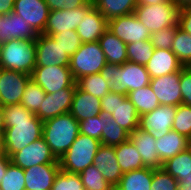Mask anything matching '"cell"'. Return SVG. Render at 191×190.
Returning <instances> with one entry per match:
<instances>
[{"instance_id": "cell-3", "label": "cell", "mask_w": 191, "mask_h": 190, "mask_svg": "<svg viewBox=\"0 0 191 190\" xmlns=\"http://www.w3.org/2000/svg\"><path fill=\"white\" fill-rule=\"evenodd\" d=\"M79 134V122L68 112L43 122L45 142L59 160L74 143Z\"/></svg>"}, {"instance_id": "cell-24", "label": "cell", "mask_w": 191, "mask_h": 190, "mask_svg": "<svg viewBox=\"0 0 191 190\" xmlns=\"http://www.w3.org/2000/svg\"><path fill=\"white\" fill-rule=\"evenodd\" d=\"M129 138L136 146L145 167L162 168L163 164L157 153L156 139L151 134L138 127L130 134Z\"/></svg>"}, {"instance_id": "cell-25", "label": "cell", "mask_w": 191, "mask_h": 190, "mask_svg": "<svg viewBox=\"0 0 191 190\" xmlns=\"http://www.w3.org/2000/svg\"><path fill=\"white\" fill-rule=\"evenodd\" d=\"M78 122L102 114L101 99L81 90L77 85L69 112Z\"/></svg>"}, {"instance_id": "cell-56", "label": "cell", "mask_w": 191, "mask_h": 190, "mask_svg": "<svg viewBox=\"0 0 191 190\" xmlns=\"http://www.w3.org/2000/svg\"><path fill=\"white\" fill-rule=\"evenodd\" d=\"M188 149L191 151V139H188Z\"/></svg>"}, {"instance_id": "cell-12", "label": "cell", "mask_w": 191, "mask_h": 190, "mask_svg": "<svg viewBox=\"0 0 191 190\" xmlns=\"http://www.w3.org/2000/svg\"><path fill=\"white\" fill-rule=\"evenodd\" d=\"M108 30L125 44L149 40L151 35L134 13L109 20Z\"/></svg>"}, {"instance_id": "cell-5", "label": "cell", "mask_w": 191, "mask_h": 190, "mask_svg": "<svg viewBox=\"0 0 191 190\" xmlns=\"http://www.w3.org/2000/svg\"><path fill=\"white\" fill-rule=\"evenodd\" d=\"M100 146L99 140L79 133L74 143L58 160L60 169L80 174L85 168L93 165L94 157Z\"/></svg>"}, {"instance_id": "cell-16", "label": "cell", "mask_w": 191, "mask_h": 190, "mask_svg": "<svg viewBox=\"0 0 191 190\" xmlns=\"http://www.w3.org/2000/svg\"><path fill=\"white\" fill-rule=\"evenodd\" d=\"M181 70L150 79V86L160 105L178 106L182 104L180 88Z\"/></svg>"}, {"instance_id": "cell-35", "label": "cell", "mask_w": 191, "mask_h": 190, "mask_svg": "<svg viewBox=\"0 0 191 190\" xmlns=\"http://www.w3.org/2000/svg\"><path fill=\"white\" fill-rule=\"evenodd\" d=\"M171 50L183 67H187L191 62V35L177 27Z\"/></svg>"}, {"instance_id": "cell-32", "label": "cell", "mask_w": 191, "mask_h": 190, "mask_svg": "<svg viewBox=\"0 0 191 190\" xmlns=\"http://www.w3.org/2000/svg\"><path fill=\"white\" fill-rule=\"evenodd\" d=\"M102 121L101 145L116 146L129 139L130 134L111 115L102 114Z\"/></svg>"}, {"instance_id": "cell-44", "label": "cell", "mask_w": 191, "mask_h": 190, "mask_svg": "<svg viewBox=\"0 0 191 190\" xmlns=\"http://www.w3.org/2000/svg\"><path fill=\"white\" fill-rule=\"evenodd\" d=\"M177 27L178 24L176 26L163 28L157 32L151 33L150 41L154 48L171 49Z\"/></svg>"}, {"instance_id": "cell-42", "label": "cell", "mask_w": 191, "mask_h": 190, "mask_svg": "<svg viewBox=\"0 0 191 190\" xmlns=\"http://www.w3.org/2000/svg\"><path fill=\"white\" fill-rule=\"evenodd\" d=\"M51 37L54 38L55 41H59V44L70 57L82 44L76 30L62 31L58 34H53Z\"/></svg>"}, {"instance_id": "cell-58", "label": "cell", "mask_w": 191, "mask_h": 190, "mask_svg": "<svg viewBox=\"0 0 191 190\" xmlns=\"http://www.w3.org/2000/svg\"><path fill=\"white\" fill-rule=\"evenodd\" d=\"M187 68L191 71V62L189 63V65L187 66Z\"/></svg>"}, {"instance_id": "cell-49", "label": "cell", "mask_w": 191, "mask_h": 190, "mask_svg": "<svg viewBox=\"0 0 191 190\" xmlns=\"http://www.w3.org/2000/svg\"><path fill=\"white\" fill-rule=\"evenodd\" d=\"M15 0H0V16L13 12Z\"/></svg>"}, {"instance_id": "cell-17", "label": "cell", "mask_w": 191, "mask_h": 190, "mask_svg": "<svg viewBox=\"0 0 191 190\" xmlns=\"http://www.w3.org/2000/svg\"><path fill=\"white\" fill-rule=\"evenodd\" d=\"M45 0H15L13 12L21 16L38 34H42L49 15Z\"/></svg>"}, {"instance_id": "cell-39", "label": "cell", "mask_w": 191, "mask_h": 190, "mask_svg": "<svg viewBox=\"0 0 191 190\" xmlns=\"http://www.w3.org/2000/svg\"><path fill=\"white\" fill-rule=\"evenodd\" d=\"M0 190H25V174L21 167L10 163L0 183Z\"/></svg>"}, {"instance_id": "cell-4", "label": "cell", "mask_w": 191, "mask_h": 190, "mask_svg": "<svg viewBox=\"0 0 191 190\" xmlns=\"http://www.w3.org/2000/svg\"><path fill=\"white\" fill-rule=\"evenodd\" d=\"M0 66L31 75L36 67L35 40L12 39L3 43Z\"/></svg>"}, {"instance_id": "cell-8", "label": "cell", "mask_w": 191, "mask_h": 190, "mask_svg": "<svg viewBox=\"0 0 191 190\" xmlns=\"http://www.w3.org/2000/svg\"><path fill=\"white\" fill-rule=\"evenodd\" d=\"M107 64L99 41L82 43L70 57L69 68L77 81L82 76L100 73Z\"/></svg>"}, {"instance_id": "cell-28", "label": "cell", "mask_w": 191, "mask_h": 190, "mask_svg": "<svg viewBox=\"0 0 191 190\" xmlns=\"http://www.w3.org/2000/svg\"><path fill=\"white\" fill-rule=\"evenodd\" d=\"M107 63L122 65L128 61L127 44L107 30L99 39Z\"/></svg>"}, {"instance_id": "cell-21", "label": "cell", "mask_w": 191, "mask_h": 190, "mask_svg": "<svg viewBox=\"0 0 191 190\" xmlns=\"http://www.w3.org/2000/svg\"><path fill=\"white\" fill-rule=\"evenodd\" d=\"M150 79L178 72L183 65L171 49L154 48L153 55L145 65Z\"/></svg>"}, {"instance_id": "cell-48", "label": "cell", "mask_w": 191, "mask_h": 190, "mask_svg": "<svg viewBox=\"0 0 191 190\" xmlns=\"http://www.w3.org/2000/svg\"><path fill=\"white\" fill-rule=\"evenodd\" d=\"M177 24L181 30L191 35V7L179 9Z\"/></svg>"}, {"instance_id": "cell-9", "label": "cell", "mask_w": 191, "mask_h": 190, "mask_svg": "<svg viewBox=\"0 0 191 190\" xmlns=\"http://www.w3.org/2000/svg\"><path fill=\"white\" fill-rule=\"evenodd\" d=\"M31 80L50 94L65 88H76L77 85L69 67L56 65L35 67Z\"/></svg>"}, {"instance_id": "cell-57", "label": "cell", "mask_w": 191, "mask_h": 190, "mask_svg": "<svg viewBox=\"0 0 191 190\" xmlns=\"http://www.w3.org/2000/svg\"><path fill=\"white\" fill-rule=\"evenodd\" d=\"M2 45H3V43L0 42V58H1V52H2Z\"/></svg>"}, {"instance_id": "cell-23", "label": "cell", "mask_w": 191, "mask_h": 190, "mask_svg": "<svg viewBox=\"0 0 191 190\" xmlns=\"http://www.w3.org/2000/svg\"><path fill=\"white\" fill-rule=\"evenodd\" d=\"M93 164L112 187L119 183L123 172L116 158L115 146L101 145L94 157Z\"/></svg>"}, {"instance_id": "cell-36", "label": "cell", "mask_w": 191, "mask_h": 190, "mask_svg": "<svg viewBox=\"0 0 191 190\" xmlns=\"http://www.w3.org/2000/svg\"><path fill=\"white\" fill-rule=\"evenodd\" d=\"M79 175L84 190H114L94 164L85 168Z\"/></svg>"}, {"instance_id": "cell-19", "label": "cell", "mask_w": 191, "mask_h": 190, "mask_svg": "<svg viewBox=\"0 0 191 190\" xmlns=\"http://www.w3.org/2000/svg\"><path fill=\"white\" fill-rule=\"evenodd\" d=\"M39 34L26 25L23 18L14 12L0 16V42L5 43L12 39L35 40Z\"/></svg>"}, {"instance_id": "cell-34", "label": "cell", "mask_w": 191, "mask_h": 190, "mask_svg": "<svg viewBox=\"0 0 191 190\" xmlns=\"http://www.w3.org/2000/svg\"><path fill=\"white\" fill-rule=\"evenodd\" d=\"M76 84L81 90L99 99L111 91L108 82L103 79L100 73L82 76L76 81Z\"/></svg>"}, {"instance_id": "cell-22", "label": "cell", "mask_w": 191, "mask_h": 190, "mask_svg": "<svg viewBox=\"0 0 191 190\" xmlns=\"http://www.w3.org/2000/svg\"><path fill=\"white\" fill-rule=\"evenodd\" d=\"M108 30V20L93 6L77 26L76 32L82 43L99 41Z\"/></svg>"}, {"instance_id": "cell-10", "label": "cell", "mask_w": 191, "mask_h": 190, "mask_svg": "<svg viewBox=\"0 0 191 190\" xmlns=\"http://www.w3.org/2000/svg\"><path fill=\"white\" fill-rule=\"evenodd\" d=\"M93 6L94 4L91 0L84 6L77 7L75 9L49 11L45 30L42 34L52 36L53 34H58L62 31L76 30L77 26L82 22L84 16Z\"/></svg>"}, {"instance_id": "cell-41", "label": "cell", "mask_w": 191, "mask_h": 190, "mask_svg": "<svg viewBox=\"0 0 191 190\" xmlns=\"http://www.w3.org/2000/svg\"><path fill=\"white\" fill-rule=\"evenodd\" d=\"M50 190H84V187L79 174L60 169Z\"/></svg>"}, {"instance_id": "cell-46", "label": "cell", "mask_w": 191, "mask_h": 190, "mask_svg": "<svg viewBox=\"0 0 191 190\" xmlns=\"http://www.w3.org/2000/svg\"><path fill=\"white\" fill-rule=\"evenodd\" d=\"M180 88L182 104L191 106V71L187 67L181 69Z\"/></svg>"}, {"instance_id": "cell-53", "label": "cell", "mask_w": 191, "mask_h": 190, "mask_svg": "<svg viewBox=\"0 0 191 190\" xmlns=\"http://www.w3.org/2000/svg\"><path fill=\"white\" fill-rule=\"evenodd\" d=\"M179 7V9L184 7H191V0H173Z\"/></svg>"}, {"instance_id": "cell-52", "label": "cell", "mask_w": 191, "mask_h": 190, "mask_svg": "<svg viewBox=\"0 0 191 190\" xmlns=\"http://www.w3.org/2000/svg\"><path fill=\"white\" fill-rule=\"evenodd\" d=\"M5 128L4 114L2 107L0 106V138H2Z\"/></svg>"}, {"instance_id": "cell-51", "label": "cell", "mask_w": 191, "mask_h": 190, "mask_svg": "<svg viewBox=\"0 0 191 190\" xmlns=\"http://www.w3.org/2000/svg\"><path fill=\"white\" fill-rule=\"evenodd\" d=\"M165 1H173V0H137V5H155L163 3Z\"/></svg>"}, {"instance_id": "cell-14", "label": "cell", "mask_w": 191, "mask_h": 190, "mask_svg": "<svg viewBox=\"0 0 191 190\" xmlns=\"http://www.w3.org/2000/svg\"><path fill=\"white\" fill-rule=\"evenodd\" d=\"M36 67L70 65V56L65 52L59 41L49 35L39 34L36 39Z\"/></svg>"}, {"instance_id": "cell-40", "label": "cell", "mask_w": 191, "mask_h": 190, "mask_svg": "<svg viewBox=\"0 0 191 190\" xmlns=\"http://www.w3.org/2000/svg\"><path fill=\"white\" fill-rule=\"evenodd\" d=\"M172 130L191 139V106L184 104L177 106Z\"/></svg>"}, {"instance_id": "cell-59", "label": "cell", "mask_w": 191, "mask_h": 190, "mask_svg": "<svg viewBox=\"0 0 191 190\" xmlns=\"http://www.w3.org/2000/svg\"><path fill=\"white\" fill-rule=\"evenodd\" d=\"M1 75H2V68L0 66V78H1ZM1 81V80H0Z\"/></svg>"}, {"instance_id": "cell-6", "label": "cell", "mask_w": 191, "mask_h": 190, "mask_svg": "<svg viewBox=\"0 0 191 190\" xmlns=\"http://www.w3.org/2000/svg\"><path fill=\"white\" fill-rule=\"evenodd\" d=\"M102 114L111 115L116 123L131 134L139 127L140 116L126 94L110 91L101 98Z\"/></svg>"}, {"instance_id": "cell-20", "label": "cell", "mask_w": 191, "mask_h": 190, "mask_svg": "<svg viewBox=\"0 0 191 190\" xmlns=\"http://www.w3.org/2000/svg\"><path fill=\"white\" fill-rule=\"evenodd\" d=\"M59 171V163L41 164L25 169V190H50Z\"/></svg>"}, {"instance_id": "cell-31", "label": "cell", "mask_w": 191, "mask_h": 190, "mask_svg": "<svg viewBox=\"0 0 191 190\" xmlns=\"http://www.w3.org/2000/svg\"><path fill=\"white\" fill-rule=\"evenodd\" d=\"M94 6L109 21L134 13L137 0H92Z\"/></svg>"}, {"instance_id": "cell-2", "label": "cell", "mask_w": 191, "mask_h": 190, "mask_svg": "<svg viewBox=\"0 0 191 190\" xmlns=\"http://www.w3.org/2000/svg\"><path fill=\"white\" fill-rule=\"evenodd\" d=\"M111 91L128 94L150 84V76L144 65L125 62L122 65L107 63L100 71Z\"/></svg>"}, {"instance_id": "cell-50", "label": "cell", "mask_w": 191, "mask_h": 190, "mask_svg": "<svg viewBox=\"0 0 191 190\" xmlns=\"http://www.w3.org/2000/svg\"><path fill=\"white\" fill-rule=\"evenodd\" d=\"M11 163L10 158L7 155H4L0 158V183L3 177L6 174L7 167Z\"/></svg>"}, {"instance_id": "cell-29", "label": "cell", "mask_w": 191, "mask_h": 190, "mask_svg": "<svg viewBox=\"0 0 191 190\" xmlns=\"http://www.w3.org/2000/svg\"><path fill=\"white\" fill-rule=\"evenodd\" d=\"M153 168L144 167L123 173L114 190H151Z\"/></svg>"}, {"instance_id": "cell-43", "label": "cell", "mask_w": 191, "mask_h": 190, "mask_svg": "<svg viewBox=\"0 0 191 190\" xmlns=\"http://www.w3.org/2000/svg\"><path fill=\"white\" fill-rule=\"evenodd\" d=\"M151 190H177L179 183L164 169H153Z\"/></svg>"}, {"instance_id": "cell-18", "label": "cell", "mask_w": 191, "mask_h": 190, "mask_svg": "<svg viewBox=\"0 0 191 190\" xmlns=\"http://www.w3.org/2000/svg\"><path fill=\"white\" fill-rule=\"evenodd\" d=\"M76 88H65L55 93H46L35 115L42 121L70 112Z\"/></svg>"}, {"instance_id": "cell-45", "label": "cell", "mask_w": 191, "mask_h": 190, "mask_svg": "<svg viewBox=\"0 0 191 190\" xmlns=\"http://www.w3.org/2000/svg\"><path fill=\"white\" fill-rule=\"evenodd\" d=\"M102 114L79 121V133L101 141Z\"/></svg>"}, {"instance_id": "cell-47", "label": "cell", "mask_w": 191, "mask_h": 190, "mask_svg": "<svg viewBox=\"0 0 191 190\" xmlns=\"http://www.w3.org/2000/svg\"><path fill=\"white\" fill-rule=\"evenodd\" d=\"M91 0H45L49 10H62V9H75L82 7L89 3Z\"/></svg>"}, {"instance_id": "cell-1", "label": "cell", "mask_w": 191, "mask_h": 190, "mask_svg": "<svg viewBox=\"0 0 191 190\" xmlns=\"http://www.w3.org/2000/svg\"><path fill=\"white\" fill-rule=\"evenodd\" d=\"M5 131L2 136L4 154L9 158L43 134V122L20 103L2 107Z\"/></svg>"}, {"instance_id": "cell-15", "label": "cell", "mask_w": 191, "mask_h": 190, "mask_svg": "<svg viewBox=\"0 0 191 190\" xmlns=\"http://www.w3.org/2000/svg\"><path fill=\"white\" fill-rule=\"evenodd\" d=\"M31 75L2 68L0 78V106L4 107L21 102L26 84Z\"/></svg>"}, {"instance_id": "cell-13", "label": "cell", "mask_w": 191, "mask_h": 190, "mask_svg": "<svg viewBox=\"0 0 191 190\" xmlns=\"http://www.w3.org/2000/svg\"><path fill=\"white\" fill-rule=\"evenodd\" d=\"M10 161L23 170L41 164L59 163L43 137L14 153Z\"/></svg>"}, {"instance_id": "cell-37", "label": "cell", "mask_w": 191, "mask_h": 190, "mask_svg": "<svg viewBox=\"0 0 191 190\" xmlns=\"http://www.w3.org/2000/svg\"><path fill=\"white\" fill-rule=\"evenodd\" d=\"M45 95L46 92L30 79L26 84L20 104L35 114L43 103Z\"/></svg>"}, {"instance_id": "cell-26", "label": "cell", "mask_w": 191, "mask_h": 190, "mask_svg": "<svg viewBox=\"0 0 191 190\" xmlns=\"http://www.w3.org/2000/svg\"><path fill=\"white\" fill-rule=\"evenodd\" d=\"M162 169L174 177L180 185L191 187V151L188 148L165 161Z\"/></svg>"}, {"instance_id": "cell-7", "label": "cell", "mask_w": 191, "mask_h": 190, "mask_svg": "<svg viewBox=\"0 0 191 190\" xmlns=\"http://www.w3.org/2000/svg\"><path fill=\"white\" fill-rule=\"evenodd\" d=\"M179 7L173 1H165L155 5H137L134 14L150 33L163 28L176 26Z\"/></svg>"}, {"instance_id": "cell-33", "label": "cell", "mask_w": 191, "mask_h": 190, "mask_svg": "<svg viewBox=\"0 0 191 190\" xmlns=\"http://www.w3.org/2000/svg\"><path fill=\"white\" fill-rule=\"evenodd\" d=\"M127 97L135 106L139 116L153 111L160 105L150 85L129 92Z\"/></svg>"}, {"instance_id": "cell-27", "label": "cell", "mask_w": 191, "mask_h": 190, "mask_svg": "<svg viewBox=\"0 0 191 190\" xmlns=\"http://www.w3.org/2000/svg\"><path fill=\"white\" fill-rule=\"evenodd\" d=\"M157 153L162 164L188 148V139L180 133L170 130L162 138L156 139Z\"/></svg>"}, {"instance_id": "cell-38", "label": "cell", "mask_w": 191, "mask_h": 190, "mask_svg": "<svg viewBox=\"0 0 191 190\" xmlns=\"http://www.w3.org/2000/svg\"><path fill=\"white\" fill-rule=\"evenodd\" d=\"M154 52L150 39L127 44V58L129 62L146 65Z\"/></svg>"}, {"instance_id": "cell-54", "label": "cell", "mask_w": 191, "mask_h": 190, "mask_svg": "<svg viewBox=\"0 0 191 190\" xmlns=\"http://www.w3.org/2000/svg\"><path fill=\"white\" fill-rule=\"evenodd\" d=\"M4 154V149H3V143H2V138H0V158L3 157Z\"/></svg>"}, {"instance_id": "cell-30", "label": "cell", "mask_w": 191, "mask_h": 190, "mask_svg": "<svg viewBox=\"0 0 191 190\" xmlns=\"http://www.w3.org/2000/svg\"><path fill=\"white\" fill-rule=\"evenodd\" d=\"M115 154L123 173L145 167L136 146L130 138L124 143L115 146Z\"/></svg>"}, {"instance_id": "cell-11", "label": "cell", "mask_w": 191, "mask_h": 190, "mask_svg": "<svg viewBox=\"0 0 191 190\" xmlns=\"http://www.w3.org/2000/svg\"><path fill=\"white\" fill-rule=\"evenodd\" d=\"M176 111V106L159 105L153 111L140 116L139 128L155 139L162 138L172 130Z\"/></svg>"}, {"instance_id": "cell-55", "label": "cell", "mask_w": 191, "mask_h": 190, "mask_svg": "<svg viewBox=\"0 0 191 190\" xmlns=\"http://www.w3.org/2000/svg\"><path fill=\"white\" fill-rule=\"evenodd\" d=\"M177 190H191V187L179 184Z\"/></svg>"}]
</instances>
